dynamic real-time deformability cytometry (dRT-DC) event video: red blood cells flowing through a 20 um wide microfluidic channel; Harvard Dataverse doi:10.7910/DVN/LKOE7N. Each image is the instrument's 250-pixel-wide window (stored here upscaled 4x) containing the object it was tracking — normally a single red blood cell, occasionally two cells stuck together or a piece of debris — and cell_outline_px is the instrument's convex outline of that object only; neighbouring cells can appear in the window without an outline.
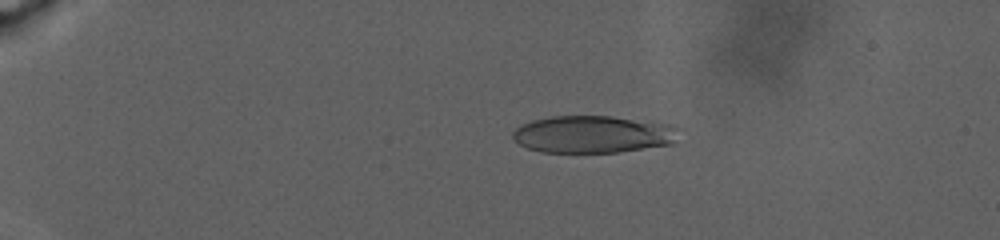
{"species": "human", "species_latin": "Homo sapiens", "temperature_condition": "warm", "stored_images_in_passage": 75, "camera_frame_rate_fps": 3000, "um_per_image_px": 0.085, "donor": {"sex": "male"}, "frame": {"image": 1, "passage_image": 20, "time_ms": 7.667, "image_size_px": [1000, 240], "cell_outline_px": [[684, 128], [672, 144], [616, 152], [540, 152], [528, 148], [512, 140], [512, 132], [520, 124], [532, 120], [552, 116], [612, 116], [672, 124]], "centroid_in_image_um": [50.44, 11.4], "position_along_channel_um": 34.6, "area_um2": 36.53}}
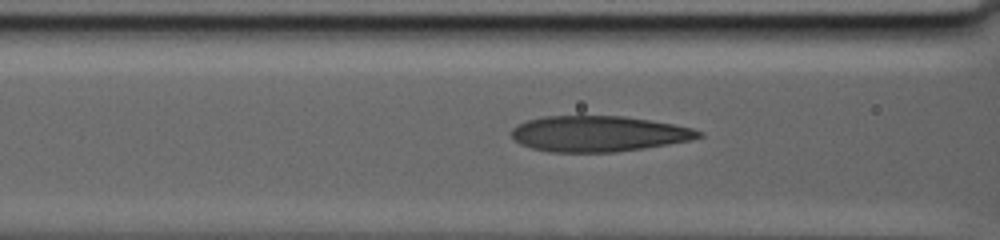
{"frame": {"image": 2, "passage_image": 56, "time_ms": 15.667, "image_size_px": [1000, 240], "cell_outline_px": [[704, 136], [692, 140], [644, 148], [616, 152], [548, 152], [532, 148], [520, 144], [512, 136], [512, 128], [516, 124], [528, 120], [544, 116], [624, 116], [652, 120], [692, 128], [704, 132]], "centroid_in_image_um": [50.89, 11.37], "position_along_channel_um": 115.7, "area_um2": 39.13}}
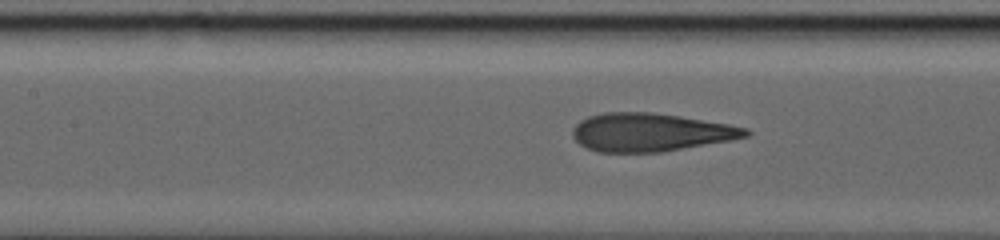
{"frame": {"image": 3, "passage_image": 66, "time_ms": 17.333, "image_size_px": [1000, 240], "cell_outline_px": [[752, 132], [748, 136], [732, 140], [664, 152], [596, 152], [580, 144], [572, 136], [572, 128], [580, 120], [588, 116], [604, 112], [652, 112], [680, 116], [728, 124], [748, 128]], "centroid_in_image_um": [55.29, 11.24], "position_along_channel_um": 152.1, "area_um2": 38.78}}